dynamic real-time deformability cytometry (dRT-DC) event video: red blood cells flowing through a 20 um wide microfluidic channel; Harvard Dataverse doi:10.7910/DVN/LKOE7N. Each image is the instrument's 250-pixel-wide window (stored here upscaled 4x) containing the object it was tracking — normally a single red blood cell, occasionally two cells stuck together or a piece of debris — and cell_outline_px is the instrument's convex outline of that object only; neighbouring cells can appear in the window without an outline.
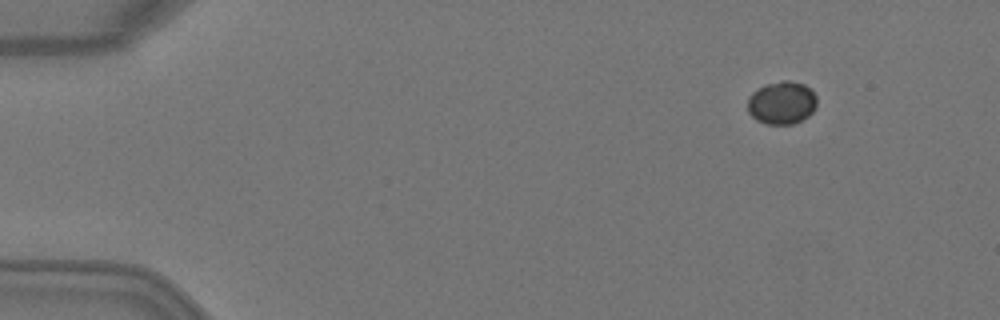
{"species": "Egyptian fruit bat (a non-hibernating species)", "species_latin": "Rousettus aegyptiacus", "temperature_condition": "warm", "stored_images_in_passage": 7, "camera_frame_rate_fps": 3000, "um_per_image_px": 0.085, "animal": {"sex": "female"}, "frame": {"image": 1, "passage_image": 1, "time_ms": 0.0, "image_size_px": [1000, 320], "cell_outline_px": [[816, 108], [808, 116], [792, 124], [768, 124], [756, 120], [748, 112], [748, 96], [752, 92], [764, 84], [784, 80], [788, 80], [804, 84], [812, 88], [816, 96]], "centroid_in_image_um": [66.45, 8.72], "position_along_channel_um": 18.5, "area_um2": 17.51}}
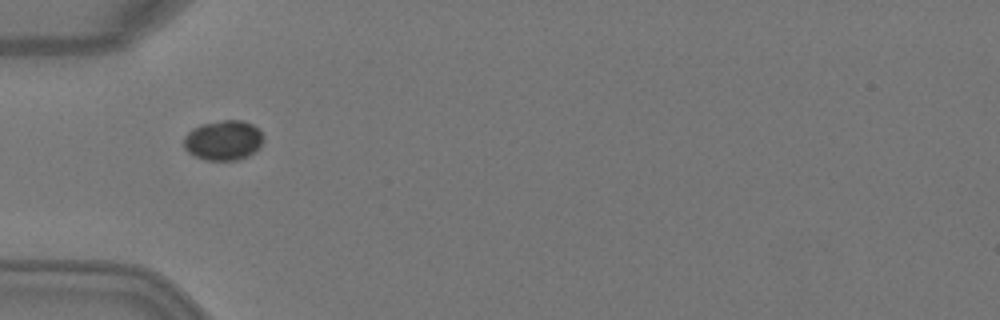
{"frame": {"image": 2, "passage_image": 4, "time_ms": 1.0, "image_size_px": [1000, 320], "cell_outline_px": [[264, 140], [248, 156], [236, 160], [204, 160], [188, 152], [184, 148], [184, 136], [192, 128], [200, 124], [224, 120], [244, 120], [252, 124], [260, 132]], "centroid_in_image_um": [18.95, 11.91], "position_along_channel_um": 66.1, "area_um2": 18.38}}
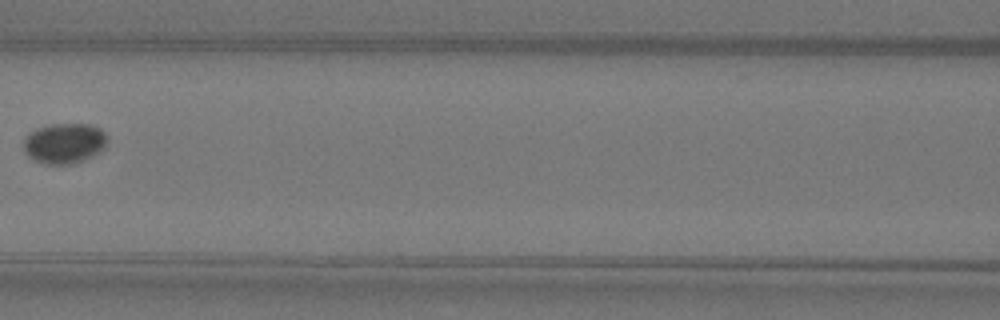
{"frame": {"image": 3, "passage_image": 6, "time_ms": 1.667, "image_size_px": [1000, 320], "cell_outline_px": [[108, 144], [100, 152], [84, 160], [72, 164], [44, 164], [28, 156], [24, 152], [24, 140], [28, 132], [36, 128], [52, 124], [88, 124], [100, 128], [108, 136]], "centroid_in_image_um": [5.49, 12.17], "position_along_channel_um": 161.1, "area_um2": 19.94}}